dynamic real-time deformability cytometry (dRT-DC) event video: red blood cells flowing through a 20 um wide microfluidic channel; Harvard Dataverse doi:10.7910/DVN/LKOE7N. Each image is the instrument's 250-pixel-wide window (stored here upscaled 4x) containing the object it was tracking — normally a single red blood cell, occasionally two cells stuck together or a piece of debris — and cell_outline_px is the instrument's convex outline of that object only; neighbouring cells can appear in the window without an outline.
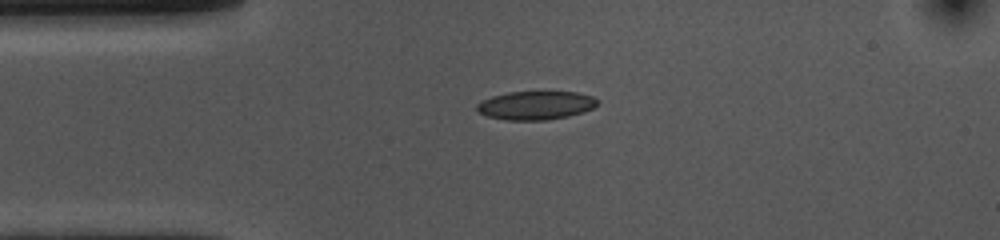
{"species": "common noctule bat (a hibernating species)", "species_latin": "Nyctalus noctula", "temperature_condition": "cold", "stored_images_in_passage": 42, "camera_frame_rate_fps": 3000, "um_per_image_px": 0.085, "animal": {"sex": "female", "body_mass_g": 10.0, "forearm_length_mm": 53.1}, "frame": {"image": 1, "passage_image": 1, "time_ms": 0.0, "image_size_px": [1000, 240], "cell_outline_px": [[600, 100], [592, 108], [584, 112], [568, 116], [548, 120], [504, 120], [488, 116], [480, 112], [476, 108], [476, 104], [492, 96], [508, 92], [576, 92], [592, 96]], "centroid_in_image_um": [45.56, 8.96], "position_along_channel_um": 39.4, "area_um2": 20.0}}
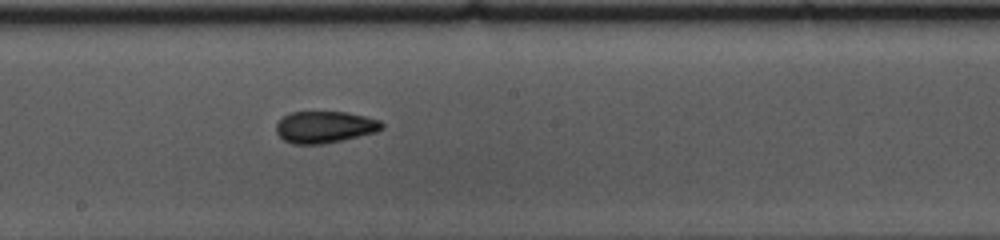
{"frame": {"image": 2, "passage_image": 17, "time_ms": 5.333, "image_size_px": [1000, 240], "cell_outline_px": [[384, 128], [376, 132], [344, 140], [324, 144], [292, 144], [284, 140], [276, 132], [276, 124], [284, 116], [292, 112], [344, 112], [364, 116], [380, 120], [384, 124]], "centroid_in_image_um": [27.62, 10.81], "position_along_channel_um": 220.6, "area_um2": 19.59}}
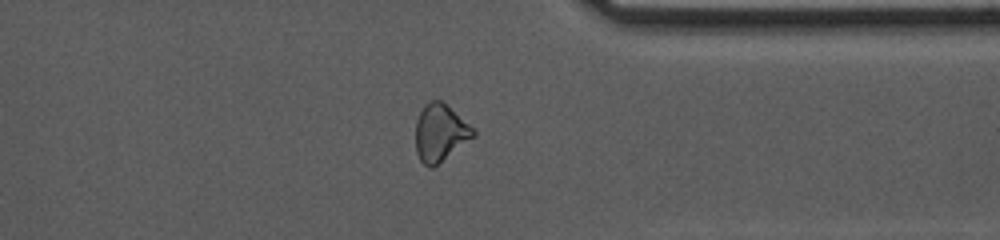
{"frame": {"image": 3, "passage_image": 30, "time_ms": 9.667, "image_size_px": [1000, 240], "cell_outline_px": [[476, 136], [432, 168], [428, 168], [420, 160], [416, 152], [416, 120], [424, 104], [432, 100], [440, 100], [468, 124], [476, 132]], "centroid_in_image_um": [37.39, 11.31], "position_along_channel_um": 374.0, "area_um2": 18.96}, "authors_computed_cell_mechanics": {"area_um2": 19.9988, "velocity_mm_per_s": 3.7142, "shape_relaxation_time_tau1_ms": 7.0486, "shape_relaxation_time_tau2_ms": 2.9032, "deformation_change_tau1": 0.144, "deformation_change_tau2": 0.0928}}